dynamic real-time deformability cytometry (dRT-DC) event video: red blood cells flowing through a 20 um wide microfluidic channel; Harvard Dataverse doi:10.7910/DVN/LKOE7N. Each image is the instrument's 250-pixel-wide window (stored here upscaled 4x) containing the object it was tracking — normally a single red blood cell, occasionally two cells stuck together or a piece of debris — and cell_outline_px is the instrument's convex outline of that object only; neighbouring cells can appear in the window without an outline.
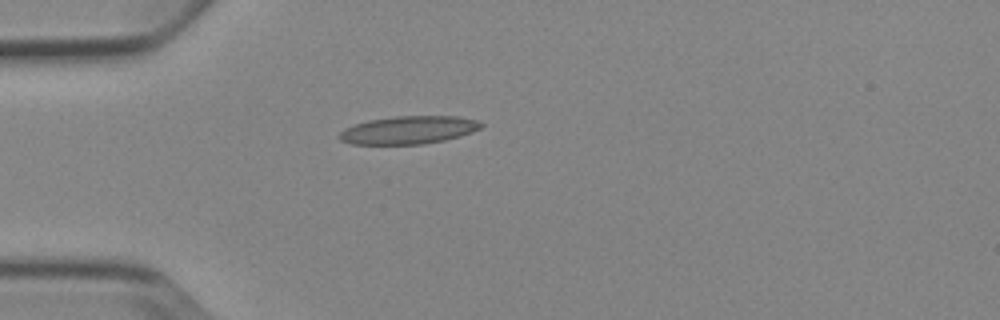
{"species": "Egyptian fruit bat (a non-hibernating species)", "species_latin": "Rousettus aegyptiacus", "temperature_condition": "cold", "stored_images_in_passage": 2, "camera_frame_rate_fps": 3000, "um_per_image_px": 0.085, "animal": {"sex": "female"}, "frame": {"image": 1, "passage_image": 1, "time_ms": 0.0, "image_size_px": [1000, 320], "cell_outline_px": [[484, 124], [480, 128], [472, 132], [460, 136], [444, 140], [424, 144], [352, 144], [340, 140], [336, 136], [344, 128], [368, 120], [396, 116], [456, 116], [476, 120]], "centroid_in_image_um": [34.71, 11.05], "position_along_channel_um": 50.3, "area_um2": 23.06}}